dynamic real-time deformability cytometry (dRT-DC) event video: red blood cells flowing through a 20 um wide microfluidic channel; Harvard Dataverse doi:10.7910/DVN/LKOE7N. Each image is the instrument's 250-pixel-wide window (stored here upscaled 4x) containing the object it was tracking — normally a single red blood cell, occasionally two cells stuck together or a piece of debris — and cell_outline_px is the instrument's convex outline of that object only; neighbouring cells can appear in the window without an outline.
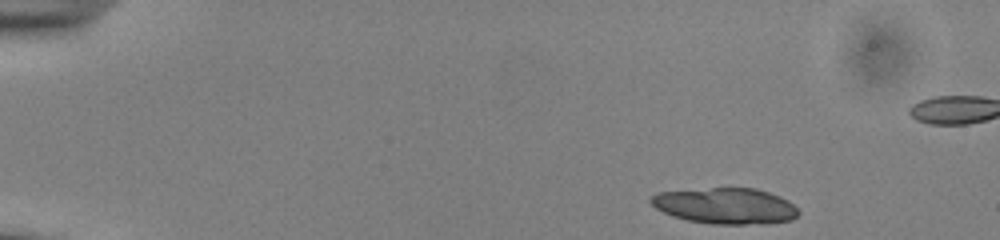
{"species": "common noctule bat (a hibernating species)", "species_latin": "Nyctalus noctula", "temperature_condition": "cold", "stored_images_in_passage": 36, "camera_frame_rate_fps": 3000, "um_per_image_px": 0.085, "animal": {"sex": "male", "body_mass_g": 13.0, "forearm_length_mm": 53.1}, "frame": {"image": 1, "passage_image": 1, "time_ms": 0.0, "image_size_px": [1000, 240], "cell_outline_px": [[800, 212], [792, 220], [760, 224], [712, 224], [688, 220], [672, 216], [656, 208], [648, 200], [648, 196], [656, 192], [728, 184], [756, 188], [780, 196], [788, 200]], "centroid_in_image_um": [61.61, 17.44], "position_along_channel_um": 23.4, "area_um2": 32.25}}